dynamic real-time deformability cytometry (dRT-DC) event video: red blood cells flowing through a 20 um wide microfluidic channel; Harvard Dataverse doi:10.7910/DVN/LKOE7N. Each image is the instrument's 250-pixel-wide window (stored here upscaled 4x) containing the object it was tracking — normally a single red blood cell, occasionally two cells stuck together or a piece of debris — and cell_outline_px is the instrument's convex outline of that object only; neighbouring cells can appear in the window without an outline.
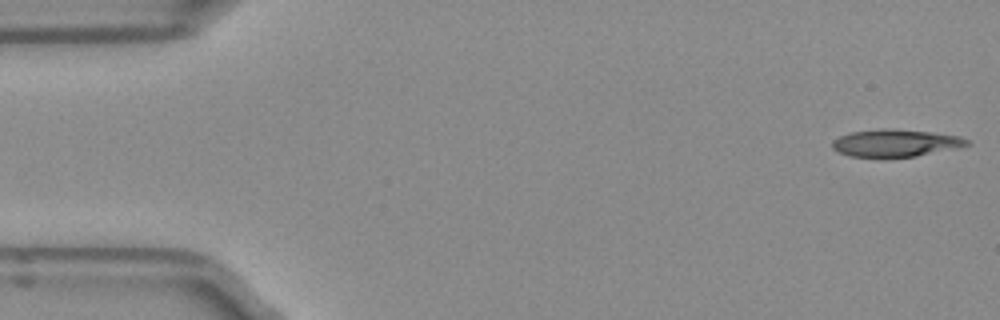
{"species": "Egyptian fruit bat (a non-hibernating species)", "species_latin": "Rousettus aegyptiacus", "temperature_condition": "room temperature", "stored_images_in_passage": 50, "camera_frame_rate_fps": 3000, "um_per_image_px": 0.085, "frame": {"image": 1, "passage_image": 1, "time_ms": 0.0, "image_size_px": [1000, 320], "cell_outline_px": [[972, 144], [916, 156], [888, 160], [880, 160], [848, 156], [832, 148], [832, 140], [848, 132], [880, 128], [892, 128], [928, 132], [960, 136], [968, 140]], "centroid_in_image_um": [76.03, 12.19], "position_along_channel_um": 9.0, "area_um2": 22.25}}
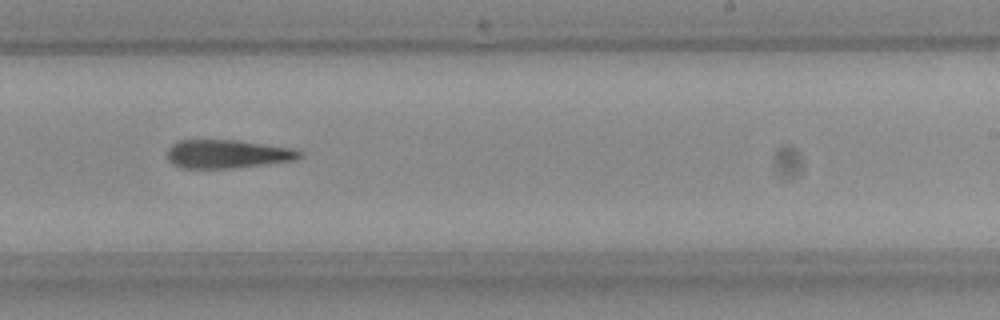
{"frame": {"image": 2, "passage_image": 30, "time_ms": 9.667, "image_size_px": [1000, 320], "cell_outline_px": [[304, 156], [296, 160], [232, 168], [180, 168], [172, 164], [168, 160], [168, 148], [172, 144], [180, 140], [236, 140], [292, 148], [304, 152]], "centroid_in_image_um": [19.34, 13.09], "position_along_channel_um": 269.7, "area_um2": 22.02}}
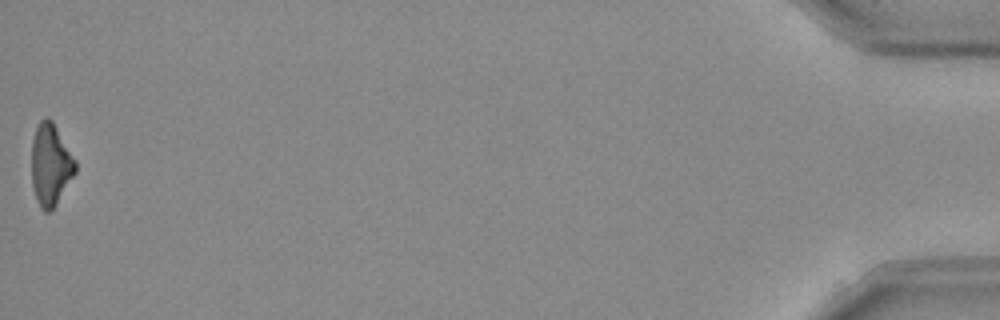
{"frame": {"image": 3, "passage_image": 50, "time_ms": 16.333, "image_size_px": [1000, 320], "cell_outline_px": [[76, 172], [56, 204], [48, 212], [44, 212], [40, 208], [36, 200], [32, 188], [32, 140], [36, 128], [40, 120], [44, 116], [48, 116], [52, 120], [76, 160]], "centroid_in_image_um": [4.29, 13.99], "position_along_channel_um": 430.9, "area_um2": 20.98}}